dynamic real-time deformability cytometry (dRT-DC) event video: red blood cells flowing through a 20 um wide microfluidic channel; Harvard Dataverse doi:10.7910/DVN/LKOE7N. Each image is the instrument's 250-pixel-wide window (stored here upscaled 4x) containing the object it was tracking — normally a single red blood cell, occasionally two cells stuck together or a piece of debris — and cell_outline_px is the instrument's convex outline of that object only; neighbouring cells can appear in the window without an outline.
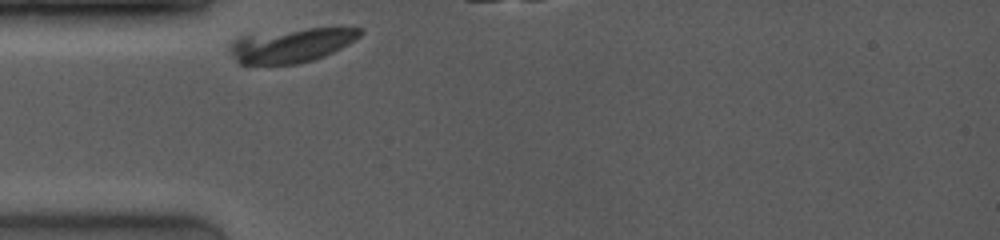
{"species": "common noctule bat (a hibernating species)", "species_latin": "Nyctalus noctula", "temperature_condition": "room temperature", "stored_images_in_passage": 2, "camera_frame_rate_fps": 4000, "um_per_image_px": 0.085, "animal": {"sex": "female", "body_mass_g": 19.0, "forearm_length_mm": 53.3}, "frame": {"image": 1, "passage_image": 1, "time_ms": 0.0, "image_size_px": [1000, 240], "cell_outline_px": [[364, 32], [360, 36], [348, 44], [324, 56], [312, 60], [296, 64], [240, 64], [232, 56], [232, 44], [240, 36], [308, 28], [364, 28]], "centroid_in_image_um": [24.81, 3.85], "position_along_channel_um": 60.2, "area_um2": 25.32}}